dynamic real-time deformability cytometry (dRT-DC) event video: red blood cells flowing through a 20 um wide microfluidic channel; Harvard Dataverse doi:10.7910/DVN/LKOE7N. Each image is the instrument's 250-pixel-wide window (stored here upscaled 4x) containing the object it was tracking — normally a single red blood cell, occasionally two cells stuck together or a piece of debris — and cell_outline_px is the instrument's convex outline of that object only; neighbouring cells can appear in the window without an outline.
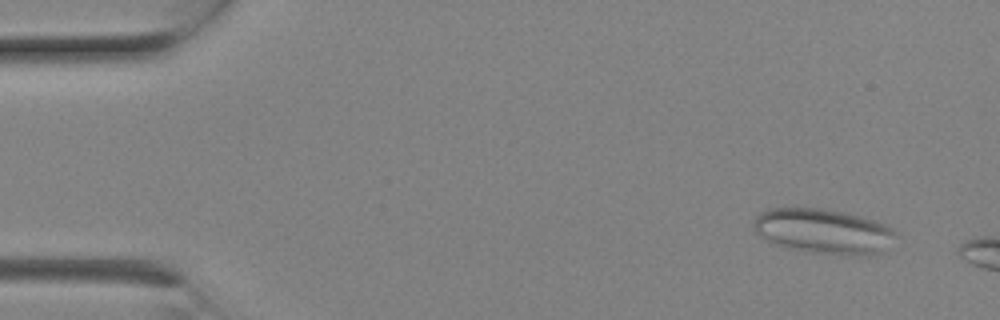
{"species": "Egyptian fruit bat (a non-hibernating species)", "species_latin": "Rousettus aegyptiacus", "temperature_condition": "room temperature", "stored_images_in_passage": 7, "camera_frame_rate_fps": 3000, "um_per_image_px": 0.085, "animal": {"sex": "female"}, "frame": {"image": 1, "passage_image": 2, "time_ms": 0.333, "image_size_px": [1000, 320], "cell_outline_px": [[900, 236], [880, 252], [872, 256], [852, 256], [808, 252], [776, 244], [764, 240], [752, 228], [752, 224], [756, 216], [760, 212], [768, 208], [796, 204], [844, 212], [876, 220], [892, 228]], "centroid_in_image_um": [69.97, 19.62], "position_along_channel_um": 15.0, "area_um2": 38.55}}